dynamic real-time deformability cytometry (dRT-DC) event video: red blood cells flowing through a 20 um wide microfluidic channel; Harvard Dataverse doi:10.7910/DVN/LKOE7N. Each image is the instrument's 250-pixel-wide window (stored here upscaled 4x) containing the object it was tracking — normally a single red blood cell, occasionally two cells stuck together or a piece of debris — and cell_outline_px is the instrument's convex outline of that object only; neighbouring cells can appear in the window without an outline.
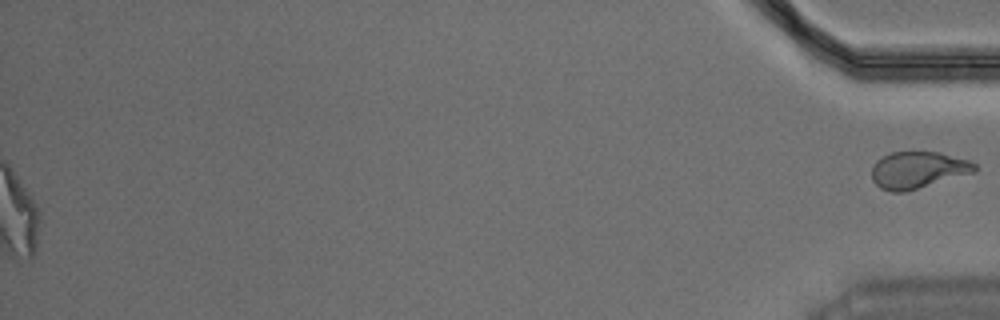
{"species": "Egyptian fruit bat (a non-hibernating species)", "species_latin": "Rousettus aegyptiacus", "temperature_condition": "warm", "stored_images_in_passage": 56, "segment_of_instrument_passage": [2, 2], "camera_frame_rate_fps": 3000, "um_per_image_px": 0.085, "animal": {"sex": "male"}, "frame": {"image": 1, "passage_image": 56, "time_ms": 18.333, "image_size_px": [1000, 320], "cell_outline_px": [[980, 168], [976, 172], [904, 192], [892, 192], [880, 188], [872, 180], [872, 164], [876, 160], [892, 152], [940, 152], [972, 160]], "centroid_in_image_um": [78.07, 14.44], "position_along_channel_um": 357.1, "area_um2": 22.37}}